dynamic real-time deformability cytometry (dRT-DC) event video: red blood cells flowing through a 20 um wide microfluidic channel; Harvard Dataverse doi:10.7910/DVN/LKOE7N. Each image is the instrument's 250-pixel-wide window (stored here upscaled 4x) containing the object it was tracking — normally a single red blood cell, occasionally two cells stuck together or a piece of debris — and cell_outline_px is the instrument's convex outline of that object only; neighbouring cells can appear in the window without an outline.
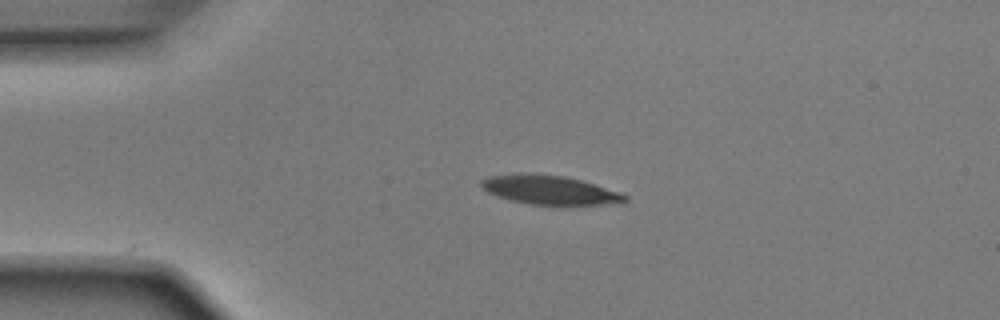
{"species": "Egyptian fruit bat (a non-hibernating species)", "species_latin": "Rousettus aegyptiacus", "temperature_condition": "room temperature", "stored_images_in_passage": 6, "camera_frame_rate_fps": 3000, "um_per_image_px": 0.085, "animal": {"sex": "male"}, "frame": {"image": 1, "passage_image": 1, "time_ms": 0.0, "image_size_px": [1000, 320], "cell_outline_px": [[628, 200], [624, 204], [568, 208], [560, 208], [528, 204], [496, 196], [480, 188], [480, 180], [484, 176], [564, 176], [580, 180], [620, 192], [628, 196]], "centroid_in_image_um": [46.89, 16.27], "position_along_channel_um": 38.1, "area_um2": 24.85}}
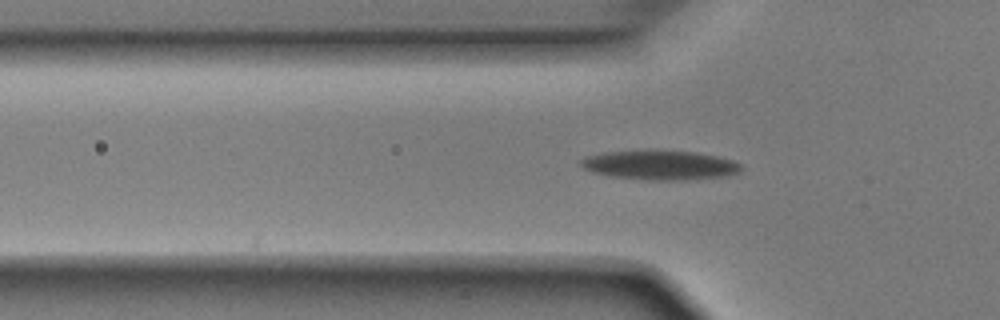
{"frame": {"image": 2, "passage_image": 6, "time_ms": 1.667, "image_size_px": [1000, 320], "cell_outline_px": [[744, 168], [740, 172], [724, 176], [696, 180], [648, 180], [608, 176], [592, 172], [584, 168], [580, 164], [580, 160], [584, 156], [604, 152], [644, 148], [652, 148], [696, 152], [716, 156], [732, 160], [740, 164]], "centroid_in_image_um": [56.07, 14.0], "position_along_channel_um": 69.7, "area_um2": 28.55}}